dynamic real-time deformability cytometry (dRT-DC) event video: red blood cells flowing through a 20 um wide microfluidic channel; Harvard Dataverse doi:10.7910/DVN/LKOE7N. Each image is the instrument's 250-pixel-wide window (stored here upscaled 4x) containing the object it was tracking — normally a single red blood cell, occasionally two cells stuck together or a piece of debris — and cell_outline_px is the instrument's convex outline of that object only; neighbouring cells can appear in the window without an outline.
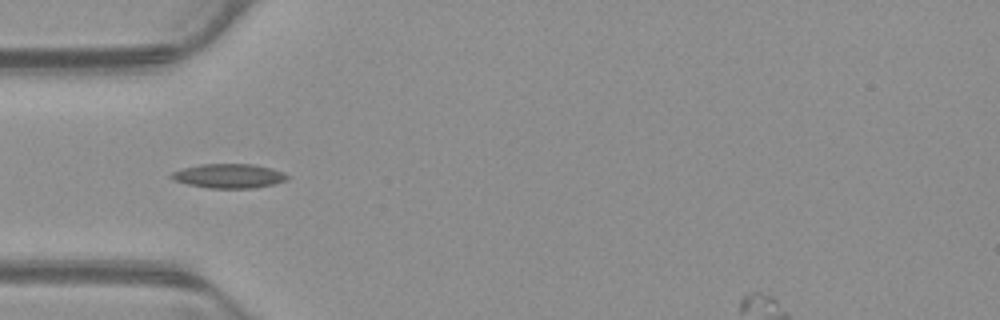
{"species": "common noctule bat (a hibernating species)", "species_latin": "Nyctalus noctula", "temperature_condition": "warm", "stored_images_in_passage": 35, "camera_frame_rate_fps": 3000, "um_per_image_px": 0.085, "animal": {"sex": "male", "body_mass_g": 23.1, "forearm_length_mm": 52.7}, "frame": {"image": 1, "passage_image": 1, "time_ms": 0.0, "image_size_px": [1000, 320], "cell_outline_px": [[288, 180], [272, 184], [252, 188], [208, 188], [188, 184], [172, 180], [168, 176], [172, 172], [180, 168], [200, 164], [252, 164], [284, 172], [288, 176]], "centroid_in_image_um": [19.39, 14.95], "position_along_channel_um": 65.6, "area_um2": 16.42}}
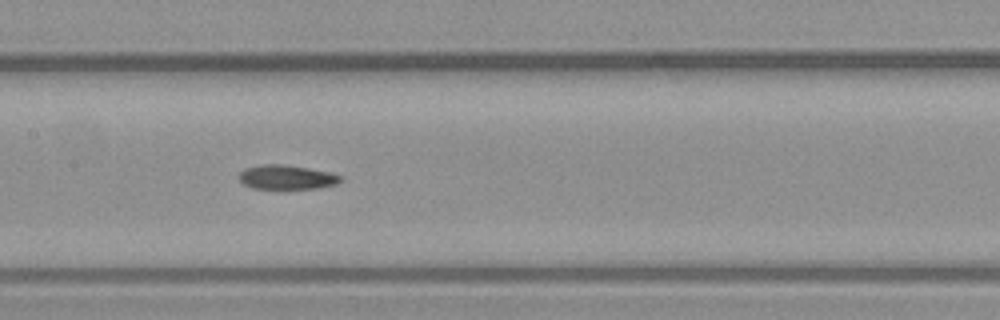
{"frame": {"image": 2, "passage_image": 10, "time_ms": 3.0, "image_size_px": [1000, 320], "cell_outline_px": [[344, 180], [336, 184], [320, 188], [252, 188], [244, 184], [240, 180], [240, 172], [244, 168], [264, 164], [284, 164], [332, 172], [344, 176]], "centroid_in_image_um": [24.44, 15.05], "position_along_channel_um": 183.0, "area_um2": 14.45}}
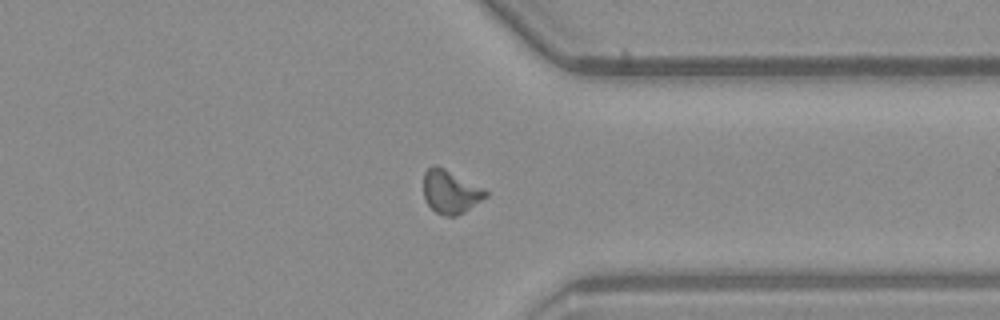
{"frame": {"image": 3, "passage_image": 25, "time_ms": 8.0, "image_size_px": [1000, 320], "cell_outline_px": [[488, 196], [464, 212], [456, 216], [444, 216], [436, 212], [424, 200], [424, 172], [432, 164], [436, 164], [484, 188], [488, 192]], "centroid_in_image_um": [38.28, 16.3], "position_along_channel_um": 373.1, "area_um2": 15.72}}